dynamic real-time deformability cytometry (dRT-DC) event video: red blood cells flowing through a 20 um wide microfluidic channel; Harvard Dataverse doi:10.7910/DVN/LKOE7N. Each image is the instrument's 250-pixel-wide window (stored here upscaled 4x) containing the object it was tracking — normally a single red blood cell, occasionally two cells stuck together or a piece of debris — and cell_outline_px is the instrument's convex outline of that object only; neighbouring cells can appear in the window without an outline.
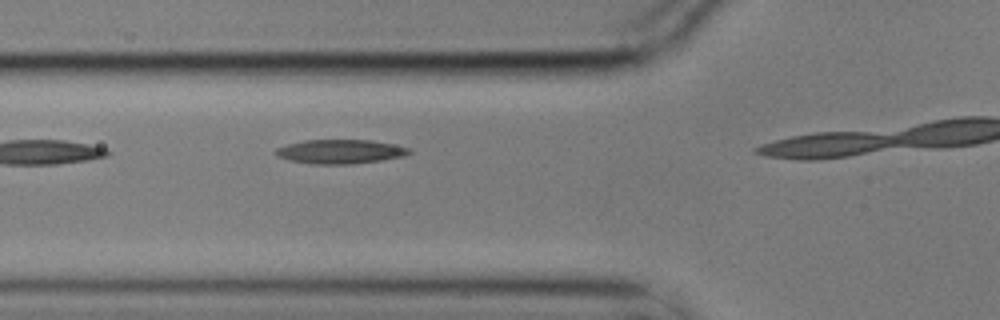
{"species": "common noctule bat (a hibernating species)", "species_latin": "Nyctalus noctula", "temperature_condition": "cold", "stored_images_in_passage": 4, "camera_frame_rate_fps": 3000, "um_per_image_px": 0.085, "animal": {"sex": "male", "body_mass_g": 17.9}, "frame": {"image": 1, "passage_image": 3, "time_ms": 0.667, "image_size_px": [1000, 320], "cell_outline_px": [[412, 152], [404, 156], [380, 160], [352, 164], [312, 164], [288, 160], [276, 156], [272, 152], [276, 148], [288, 144], [304, 140], [372, 140], [412, 148]], "centroid_in_image_um": [28.89, 12.88], "position_along_channel_um": 96.9, "area_um2": 18.9}}